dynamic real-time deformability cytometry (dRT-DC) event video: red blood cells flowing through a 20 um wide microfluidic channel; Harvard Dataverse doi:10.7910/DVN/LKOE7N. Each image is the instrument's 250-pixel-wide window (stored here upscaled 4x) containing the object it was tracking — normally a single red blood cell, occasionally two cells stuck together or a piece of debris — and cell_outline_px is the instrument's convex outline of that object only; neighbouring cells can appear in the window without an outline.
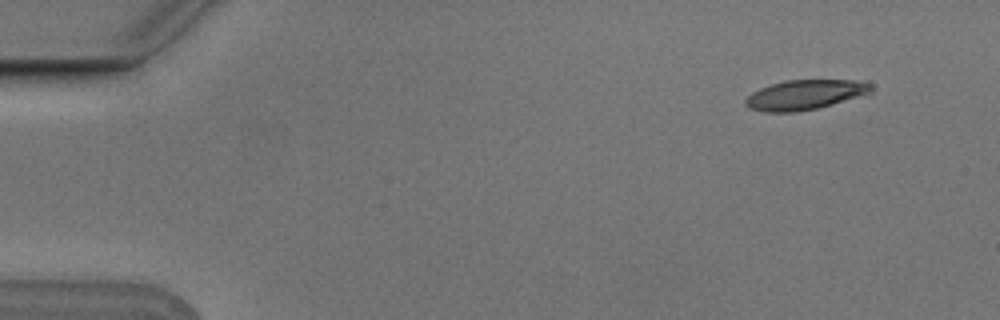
{"species": "Egyptian fruit bat (a non-hibernating species)", "species_latin": "Rousettus aegyptiacus", "temperature_condition": "cold", "stored_images_in_passage": 6, "camera_frame_rate_fps": 3000, "um_per_image_px": 0.085, "animal": {"sex": "male"}, "frame": {"image": 1, "passage_image": 2, "time_ms": 0.333, "image_size_px": [1000, 320], "cell_outline_px": [[872, 92], [832, 104], [816, 108], [796, 112], [764, 112], [748, 108], [744, 104], [744, 100], [752, 92], [760, 88], [784, 80], [868, 80], [872, 84]], "centroid_in_image_um": [68.42, 8.04], "position_along_channel_um": 16.6, "area_um2": 21.91}}
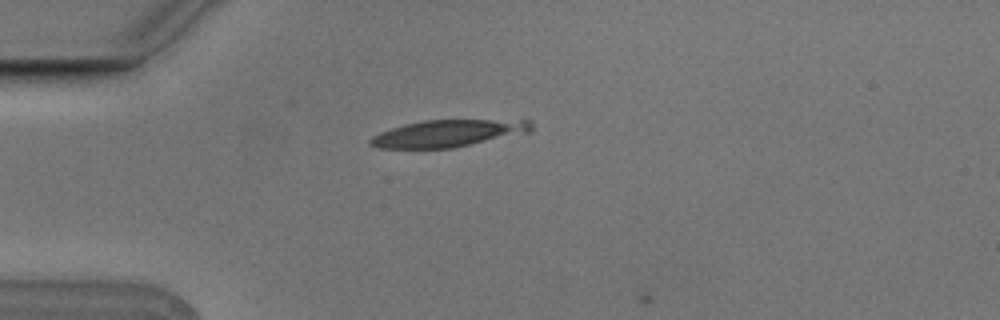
{"frame": {"image": 2, "passage_image": 5, "time_ms": 1.333, "image_size_px": [1000, 320], "cell_outline_px": [[532, 132], [452, 148], [380, 148], [368, 144], [368, 140], [372, 136], [380, 132], [404, 124], [424, 120], [532, 120]], "centroid_in_image_um": [38.1, 11.33], "position_along_channel_um": 46.9, "area_um2": 25.37}}